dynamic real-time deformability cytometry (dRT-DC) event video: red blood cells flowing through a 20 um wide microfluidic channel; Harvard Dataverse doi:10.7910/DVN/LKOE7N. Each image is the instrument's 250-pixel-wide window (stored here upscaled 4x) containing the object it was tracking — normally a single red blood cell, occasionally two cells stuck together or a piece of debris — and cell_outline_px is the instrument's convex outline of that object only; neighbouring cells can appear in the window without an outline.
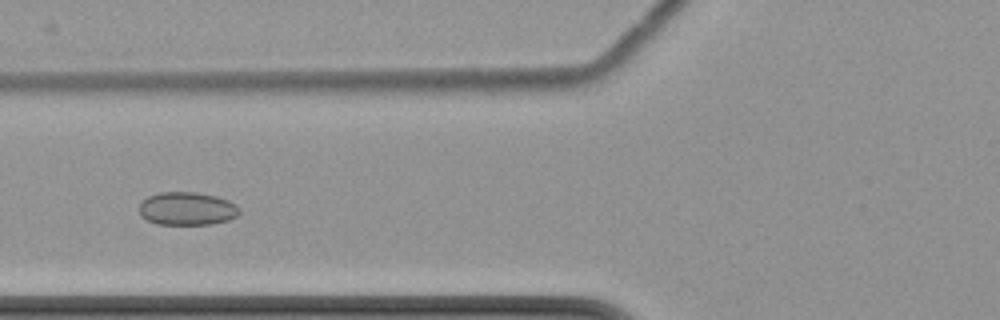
{"species": "common noctule bat (a hibernating species)", "species_latin": "Nyctalus noctula", "temperature_condition": "cold", "stored_images_in_passage": 7, "camera_frame_rate_fps": 3000, "um_per_image_px": 0.085, "animal": {"sex": "female", "body_mass_g": 22.7, "forearm_length_mm": 54.2}, "frame": {"image": 1, "passage_image": 6, "time_ms": 6.0, "image_size_px": [1000, 320], "cell_outline_px": [[240, 212], [236, 216], [228, 220], [212, 224], [156, 224], [140, 216], [140, 204], [148, 196], [160, 192], [196, 192], [216, 196], [228, 200], [236, 204], [240, 208]], "centroid_in_image_um": [15.91, 17.73], "position_along_channel_um": 109.9, "area_um2": 19.36}}
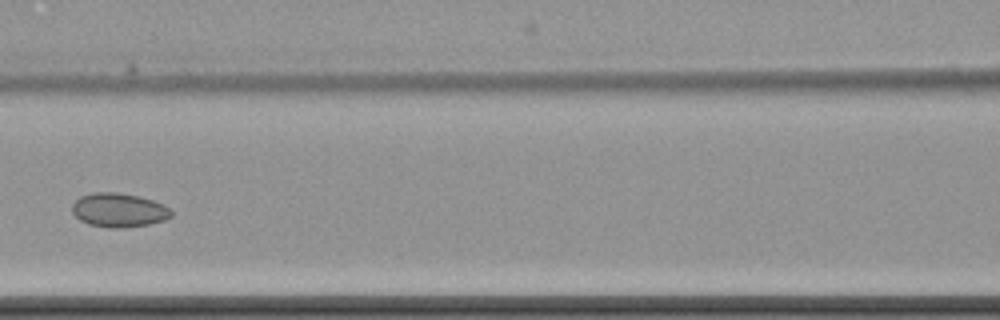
{"frame": {"image": 2, "passage_image": 7, "time_ms": 7.333, "image_size_px": [1000, 320], "cell_outline_px": [[172, 216], [168, 220], [148, 224], [120, 228], [108, 228], [88, 224], [80, 220], [72, 212], [72, 204], [80, 196], [92, 192], [116, 192], [140, 196], [152, 200], [168, 208], [172, 212]], "centroid_in_image_um": [10.08, 17.86], "position_along_channel_um": 156.5, "area_um2": 19.71}}